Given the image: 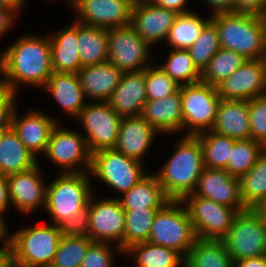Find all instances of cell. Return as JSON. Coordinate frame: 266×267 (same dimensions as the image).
Masks as SVG:
<instances>
[{"label":"cell","mask_w":266,"mask_h":267,"mask_svg":"<svg viewBox=\"0 0 266 267\" xmlns=\"http://www.w3.org/2000/svg\"><path fill=\"white\" fill-rule=\"evenodd\" d=\"M183 130L196 136L213 127L221 98L216 86L202 81L180 86Z\"/></svg>","instance_id":"obj_7"},{"label":"cell","mask_w":266,"mask_h":267,"mask_svg":"<svg viewBox=\"0 0 266 267\" xmlns=\"http://www.w3.org/2000/svg\"><path fill=\"white\" fill-rule=\"evenodd\" d=\"M17 93L0 87V134L11 128Z\"/></svg>","instance_id":"obj_46"},{"label":"cell","mask_w":266,"mask_h":267,"mask_svg":"<svg viewBox=\"0 0 266 267\" xmlns=\"http://www.w3.org/2000/svg\"><path fill=\"white\" fill-rule=\"evenodd\" d=\"M40 165V166H39ZM40 162L29 170L7 176L12 206L21 214H30L46 205L47 186L42 180Z\"/></svg>","instance_id":"obj_18"},{"label":"cell","mask_w":266,"mask_h":267,"mask_svg":"<svg viewBox=\"0 0 266 267\" xmlns=\"http://www.w3.org/2000/svg\"><path fill=\"white\" fill-rule=\"evenodd\" d=\"M211 131L235 140L250 139L248 101L221 99Z\"/></svg>","instance_id":"obj_24"},{"label":"cell","mask_w":266,"mask_h":267,"mask_svg":"<svg viewBox=\"0 0 266 267\" xmlns=\"http://www.w3.org/2000/svg\"><path fill=\"white\" fill-rule=\"evenodd\" d=\"M83 134L62 128L59 123L53 129L44 154L63 168L61 173L90 171L92 154Z\"/></svg>","instance_id":"obj_11"},{"label":"cell","mask_w":266,"mask_h":267,"mask_svg":"<svg viewBox=\"0 0 266 267\" xmlns=\"http://www.w3.org/2000/svg\"><path fill=\"white\" fill-rule=\"evenodd\" d=\"M182 201L171 200L154 216L148 242L179 252L184 258L197 237Z\"/></svg>","instance_id":"obj_6"},{"label":"cell","mask_w":266,"mask_h":267,"mask_svg":"<svg viewBox=\"0 0 266 267\" xmlns=\"http://www.w3.org/2000/svg\"><path fill=\"white\" fill-rule=\"evenodd\" d=\"M147 101L144 70L123 72L121 80L107 101L120 117L139 116Z\"/></svg>","instance_id":"obj_22"},{"label":"cell","mask_w":266,"mask_h":267,"mask_svg":"<svg viewBox=\"0 0 266 267\" xmlns=\"http://www.w3.org/2000/svg\"><path fill=\"white\" fill-rule=\"evenodd\" d=\"M266 147L255 140H235L230 159L224 169L232 177L241 178L256 163Z\"/></svg>","instance_id":"obj_39"},{"label":"cell","mask_w":266,"mask_h":267,"mask_svg":"<svg viewBox=\"0 0 266 267\" xmlns=\"http://www.w3.org/2000/svg\"><path fill=\"white\" fill-rule=\"evenodd\" d=\"M90 197L88 237L93 242L116 243L123 250L125 212L119 199Z\"/></svg>","instance_id":"obj_14"},{"label":"cell","mask_w":266,"mask_h":267,"mask_svg":"<svg viewBox=\"0 0 266 267\" xmlns=\"http://www.w3.org/2000/svg\"><path fill=\"white\" fill-rule=\"evenodd\" d=\"M250 118V139L266 147V95L248 101Z\"/></svg>","instance_id":"obj_43"},{"label":"cell","mask_w":266,"mask_h":267,"mask_svg":"<svg viewBox=\"0 0 266 267\" xmlns=\"http://www.w3.org/2000/svg\"><path fill=\"white\" fill-rule=\"evenodd\" d=\"M204 167L203 148L199 138L185 135L155 175L170 200L182 201L195 190Z\"/></svg>","instance_id":"obj_2"},{"label":"cell","mask_w":266,"mask_h":267,"mask_svg":"<svg viewBox=\"0 0 266 267\" xmlns=\"http://www.w3.org/2000/svg\"><path fill=\"white\" fill-rule=\"evenodd\" d=\"M234 267H266V255L234 262Z\"/></svg>","instance_id":"obj_53"},{"label":"cell","mask_w":266,"mask_h":267,"mask_svg":"<svg viewBox=\"0 0 266 267\" xmlns=\"http://www.w3.org/2000/svg\"><path fill=\"white\" fill-rule=\"evenodd\" d=\"M93 243L88 236L62 235L50 267H80Z\"/></svg>","instance_id":"obj_40"},{"label":"cell","mask_w":266,"mask_h":267,"mask_svg":"<svg viewBox=\"0 0 266 267\" xmlns=\"http://www.w3.org/2000/svg\"><path fill=\"white\" fill-rule=\"evenodd\" d=\"M203 148L204 166L225 169L233 151L235 139L206 131L196 135Z\"/></svg>","instance_id":"obj_34"},{"label":"cell","mask_w":266,"mask_h":267,"mask_svg":"<svg viewBox=\"0 0 266 267\" xmlns=\"http://www.w3.org/2000/svg\"><path fill=\"white\" fill-rule=\"evenodd\" d=\"M250 210L256 215L258 219L266 224V197L253 205Z\"/></svg>","instance_id":"obj_54"},{"label":"cell","mask_w":266,"mask_h":267,"mask_svg":"<svg viewBox=\"0 0 266 267\" xmlns=\"http://www.w3.org/2000/svg\"><path fill=\"white\" fill-rule=\"evenodd\" d=\"M7 225L5 219L0 216V241L4 244H8Z\"/></svg>","instance_id":"obj_56"},{"label":"cell","mask_w":266,"mask_h":267,"mask_svg":"<svg viewBox=\"0 0 266 267\" xmlns=\"http://www.w3.org/2000/svg\"><path fill=\"white\" fill-rule=\"evenodd\" d=\"M86 98L107 102L117 88L123 72L109 61L87 65L77 72Z\"/></svg>","instance_id":"obj_23"},{"label":"cell","mask_w":266,"mask_h":267,"mask_svg":"<svg viewBox=\"0 0 266 267\" xmlns=\"http://www.w3.org/2000/svg\"><path fill=\"white\" fill-rule=\"evenodd\" d=\"M222 242L233 262L266 255V224L250 209L240 211Z\"/></svg>","instance_id":"obj_9"},{"label":"cell","mask_w":266,"mask_h":267,"mask_svg":"<svg viewBox=\"0 0 266 267\" xmlns=\"http://www.w3.org/2000/svg\"><path fill=\"white\" fill-rule=\"evenodd\" d=\"M135 0H76L72 6L82 24L106 29L131 24Z\"/></svg>","instance_id":"obj_16"},{"label":"cell","mask_w":266,"mask_h":267,"mask_svg":"<svg viewBox=\"0 0 266 267\" xmlns=\"http://www.w3.org/2000/svg\"><path fill=\"white\" fill-rule=\"evenodd\" d=\"M182 202L190 215L196 237L222 240L230 230L238 211L197 195H187Z\"/></svg>","instance_id":"obj_10"},{"label":"cell","mask_w":266,"mask_h":267,"mask_svg":"<svg viewBox=\"0 0 266 267\" xmlns=\"http://www.w3.org/2000/svg\"><path fill=\"white\" fill-rule=\"evenodd\" d=\"M111 246V243L94 242L88 248L80 267H113L115 258L113 254L124 251L119 246L114 249Z\"/></svg>","instance_id":"obj_44"},{"label":"cell","mask_w":266,"mask_h":267,"mask_svg":"<svg viewBox=\"0 0 266 267\" xmlns=\"http://www.w3.org/2000/svg\"><path fill=\"white\" fill-rule=\"evenodd\" d=\"M125 254L134 257L137 267H185V258L179 252L149 242L134 244Z\"/></svg>","instance_id":"obj_31"},{"label":"cell","mask_w":266,"mask_h":267,"mask_svg":"<svg viewBox=\"0 0 266 267\" xmlns=\"http://www.w3.org/2000/svg\"><path fill=\"white\" fill-rule=\"evenodd\" d=\"M246 61L247 59L243 55L220 48L201 72V81L217 86Z\"/></svg>","instance_id":"obj_37"},{"label":"cell","mask_w":266,"mask_h":267,"mask_svg":"<svg viewBox=\"0 0 266 267\" xmlns=\"http://www.w3.org/2000/svg\"><path fill=\"white\" fill-rule=\"evenodd\" d=\"M117 198L123 209H162L171 201L155 174H147L122 197Z\"/></svg>","instance_id":"obj_29"},{"label":"cell","mask_w":266,"mask_h":267,"mask_svg":"<svg viewBox=\"0 0 266 267\" xmlns=\"http://www.w3.org/2000/svg\"><path fill=\"white\" fill-rule=\"evenodd\" d=\"M25 2L26 0H0L1 5L12 7L14 10H16L19 13L21 12L20 9L24 7L23 5Z\"/></svg>","instance_id":"obj_55"},{"label":"cell","mask_w":266,"mask_h":267,"mask_svg":"<svg viewBox=\"0 0 266 267\" xmlns=\"http://www.w3.org/2000/svg\"><path fill=\"white\" fill-rule=\"evenodd\" d=\"M158 210L161 209H124L123 251L134 244L148 242L153 219Z\"/></svg>","instance_id":"obj_36"},{"label":"cell","mask_w":266,"mask_h":267,"mask_svg":"<svg viewBox=\"0 0 266 267\" xmlns=\"http://www.w3.org/2000/svg\"><path fill=\"white\" fill-rule=\"evenodd\" d=\"M233 3L234 12L261 15L265 8L266 0H233Z\"/></svg>","instance_id":"obj_47"},{"label":"cell","mask_w":266,"mask_h":267,"mask_svg":"<svg viewBox=\"0 0 266 267\" xmlns=\"http://www.w3.org/2000/svg\"><path fill=\"white\" fill-rule=\"evenodd\" d=\"M62 233L54 224L23 227L8 235L17 267H50Z\"/></svg>","instance_id":"obj_4"},{"label":"cell","mask_w":266,"mask_h":267,"mask_svg":"<svg viewBox=\"0 0 266 267\" xmlns=\"http://www.w3.org/2000/svg\"><path fill=\"white\" fill-rule=\"evenodd\" d=\"M185 267H234L222 240L199 239L185 258Z\"/></svg>","instance_id":"obj_32"},{"label":"cell","mask_w":266,"mask_h":267,"mask_svg":"<svg viewBox=\"0 0 266 267\" xmlns=\"http://www.w3.org/2000/svg\"><path fill=\"white\" fill-rule=\"evenodd\" d=\"M216 88L221 99L249 101L255 97L266 95L265 59H247Z\"/></svg>","instance_id":"obj_15"},{"label":"cell","mask_w":266,"mask_h":267,"mask_svg":"<svg viewBox=\"0 0 266 267\" xmlns=\"http://www.w3.org/2000/svg\"><path fill=\"white\" fill-rule=\"evenodd\" d=\"M178 12L153 4L148 0H135L131 25L151 47L166 41Z\"/></svg>","instance_id":"obj_17"},{"label":"cell","mask_w":266,"mask_h":267,"mask_svg":"<svg viewBox=\"0 0 266 267\" xmlns=\"http://www.w3.org/2000/svg\"><path fill=\"white\" fill-rule=\"evenodd\" d=\"M12 128L0 134V173L10 175L31 169L39 163Z\"/></svg>","instance_id":"obj_28"},{"label":"cell","mask_w":266,"mask_h":267,"mask_svg":"<svg viewBox=\"0 0 266 267\" xmlns=\"http://www.w3.org/2000/svg\"><path fill=\"white\" fill-rule=\"evenodd\" d=\"M143 165L115 149H104L92 154L89 173L124 194L147 175Z\"/></svg>","instance_id":"obj_8"},{"label":"cell","mask_w":266,"mask_h":267,"mask_svg":"<svg viewBox=\"0 0 266 267\" xmlns=\"http://www.w3.org/2000/svg\"><path fill=\"white\" fill-rule=\"evenodd\" d=\"M90 199L89 202L77 212V215L70 217L61 226L62 235L87 236L89 230Z\"/></svg>","instance_id":"obj_45"},{"label":"cell","mask_w":266,"mask_h":267,"mask_svg":"<svg viewBox=\"0 0 266 267\" xmlns=\"http://www.w3.org/2000/svg\"><path fill=\"white\" fill-rule=\"evenodd\" d=\"M221 48L218 30L215 23L210 20L204 27L188 52L193 60L194 65L200 72L208 65L211 58Z\"/></svg>","instance_id":"obj_41"},{"label":"cell","mask_w":266,"mask_h":267,"mask_svg":"<svg viewBox=\"0 0 266 267\" xmlns=\"http://www.w3.org/2000/svg\"><path fill=\"white\" fill-rule=\"evenodd\" d=\"M0 247V267H17L14 255L8 244Z\"/></svg>","instance_id":"obj_52"},{"label":"cell","mask_w":266,"mask_h":267,"mask_svg":"<svg viewBox=\"0 0 266 267\" xmlns=\"http://www.w3.org/2000/svg\"><path fill=\"white\" fill-rule=\"evenodd\" d=\"M155 5L165 7L167 9H172L178 13L189 12L185 7L187 0H148Z\"/></svg>","instance_id":"obj_51"},{"label":"cell","mask_w":266,"mask_h":267,"mask_svg":"<svg viewBox=\"0 0 266 267\" xmlns=\"http://www.w3.org/2000/svg\"><path fill=\"white\" fill-rule=\"evenodd\" d=\"M147 100H161L179 91L180 85L170 78L158 65L144 69Z\"/></svg>","instance_id":"obj_42"},{"label":"cell","mask_w":266,"mask_h":267,"mask_svg":"<svg viewBox=\"0 0 266 267\" xmlns=\"http://www.w3.org/2000/svg\"><path fill=\"white\" fill-rule=\"evenodd\" d=\"M77 46L82 67L108 61V29L77 22Z\"/></svg>","instance_id":"obj_30"},{"label":"cell","mask_w":266,"mask_h":267,"mask_svg":"<svg viewBox=\"0 0 266 267\" xmlns=\"http://www.w3.org/2000/svg\"><path fill=\"white\" fill-rule=\"evenodd\" d=\"M14 109L11 128L17 134L24 146L35 156L37 153H45L53 129L59 122L56 119L32 110L21 117ZM56 120V121H55Z\"/></svg>","instance_id":"obj_20"},{"label":"cell","mask_w":266,"mask_h":267,"mask_svg":"<svg viewBox=\"0 0 266 267\" xmlns=\"http://www.w3.org/2000/svg\"><path fill=\"white\" fill-rule=\"evenodd\" d=\"M19 13L14 10L12 7L1 5L0 4V37L5 35V33L10 30L11 26H14V23L16 22L15 18Z\"/></svg>","instance_id":"obj_48"},{"label":"cell","mask_w":266,"mask_h":267,"mask_svg":"<svg viewBox=\"0 0 266 267\" xmlns=\"http://www.w3.org/2000/svg\"><path fill=\"white\" fill-rule=\"evenodd\" d=\"M12 205L9 197V185L7 176L0 173V216L4 218L8 206Z\"/></svg>","instance_id":"obj_49"},{"label":"cell","mask_w":266,"mask_h":267,"mask_svg":"<svg viewBox=\"0 0 266 267\" xmlns=\"http://www.w3.org/2000/svg\"><path fill=\"white\" fill-rule=\"evenodd\" d=\"M159 67L180 86L201 81V72L187 49H171L165 65L160 64Z\"/></svg>","instance_id":"obj_38"},{"label":"cell","mask_w":266,"mask_h":267,"mask_svg":"<svg viewBox=\"0 0 266 267\" xmlns=\"http://www.w3.org/2000/svg\"><path fill=\"white\" fill-rule=\"evenodd\" d=\"M261 16H262L264 25L266 26V5H265V8H264V10H263Z\"/></svg>","instance_id":"obj_57"},{"label":"cell","mask_w":266,"mask_h":267,"mask_svg":"<svg viewBox=\"0 0 266 267\" xmlns=\"http://www.w3.org/2000/svg\"><path fill=\"white\" fill-rule=\"evenodd\" d=\"M64 112L76 118L88 103L77 73L53 72L44 86Z\"/></svg>","instance_id":"obj_26"},{"label":"cell","mask_w":266,"mask_h":267,"mask_svg":"<svg viewBox=\"0 0 266 267\" xmlns=\"http://www.w3.org/2000/svg\"><path fill=\"white\" fill-rule=\"evenodd\" d=\"M52 74L49 36L23 35L0 54V87L11 92L21 83L44 87Z\"/></svg>","instance_id":"obj_1"},{"label":"cell","mask_w":266,"mask_h":267,"mask_svg":"<svg viewBox=\"0 0 266 267\" xmlns=\"http://www.w3.org/2000/svg\"><path fill=\"white\" fill-rule=\"evenodd\" d=\"M208 4V7L212 9V15L224 14V13H233L234 12V3L233 0H205Z\"/></svg>","instance_id":"obj_50"},{"label":"cell","mask_w":266,"mask_h":267,"mask_svg":"<svg viewBox=\"0 0 266 267\" xmlns=\"http://www.w3.org/2000/svg\"><path fill=\"white\" fill-rule=\"evenodd\" d=\"M68 1H70L71 7H72L74 5V3H75L76 0H68Z\"/></svg>","instance_id":"obj_58"},{"label":"cell","mask_w":266,"mask_h":267,"mask_svg":"<svg viewBox=\"0 0 266 267\" xmlns=\"http://www.w3.org/2000/svg\"><path fill=\"white\" fill-rule=\"evenodd\" d=\"M158 131L153 128L141 115L122 117L118 140L115 150L123 153L126 157L136 159L143 163L151 144L154 142Z\"/></svg>","instance_id":"obj_21"},{"label":"cell","mask_w":266,"mask_h":267,"mask_svg":"<svg viewBox=\"0 0 266 267\" xmlns=\"http://www.w3.org/2000/svg\"><path fill=\"white\" fill-rule=\"evenodd\" d=\"M57 32L49 36L53 72L77 73L82 68L77 46V21Z\"/></svg>","instance_id":"obj_27"},{"label":"cell","mask_w":266,"mask_h":267,"mask_svg":"<svg viewBox=\"0 0 266 267\" xmlns=\"http://www.w3.org/2000/svg\"><path fill=\"white\" fill-rule=\"evenodd\" d=\"M201 18L193 11L179 13L170 28L166 43L172 49H188L201 34L203 27L210 21Z\"/></svg>","instance_id":"obj_33"},{"label":"cell","mask_w":266,"mask_h":267,"mask_svg":"<svg viewBox=\"0 0 266 267\" xmlns=\"http://www.w3.org/2000/svg\"><path fill=\"white\" fill-rule=\"evenodd\" d=\"M150 49L131 24L108 29V61L122 72H139L150 66Z\"/></svg>","instance_id":"obj_12"},{"label":"cell","mask_w":266,"mask_h":267,"mask_svg":"<svg viewBox=\"0 0 266 267\" xmlns=\"http://www.w3.org/2000/svg\"><path fill=\"white\" fill-rule=\"evenodd\" d=\"M204 197L238 212L246 210L242 197L240 180L232 177L224 169L204 167L192 194Z\"/></svg>","instance_id":"obj_19"},{"label":"cell","mask_w":266,"mask_h":267,"mask_svg":"<svg viewBox=\"0 0 266 267\" xmlns=\"http://www.w3.org/2000/svg\"><path fill=\"white\" fill-rule=\"evenodd\" d=\"M141 116L159 133L182 132L183 114L180 89L161 100H147Z\"/></svg>","instance_id":"obj_25"},{"label":"cell","mask_w":266,"mask_h":267,"mask_svg":"<svg viewBox=\"0 0 266 267\" xmlns=\"http://www.w3.org/2000/svg\"><path fill=\"white\" fill-rule=\"evenodd\" d=\"M215 23L221 48L246 59L265 58L266 26L261 15L233 12L210 16Z\"/></svg>","instance_id":"obj_3"},{"label":"cell","mask_w":266,"mask_h":267,"mask_svg":"<svg viewBox=\"0 0 266 267\" xmlns=\"http://www.w3.org/2000/svg\"><path fill=\"white\" fill-rule=\"evenodd\" d=\"M89 172L59 173L47 185L46 211L51 216L52 224L60 227L70 217L77 215L93 194Z\"/></svg>","instance_id":"obj_5"},{"label":"cell","mask_w":266,"mask_h":267,"mask_svg":"<svg viewBox=\"0 0 266 267\" xmlns=\"http://www.w3.org/2000/svg\"><path fill=\"white\" fill-rule=\"evenodd\" d=\"M76 119H80L87 132L83 136L91 154L115 148L122 117L108 102H88Z\"/></svg>","instance_id":"obj_13"},{"label":"cell","mask_w":266,"mask_h":267,"mask_svg":"<svg viewBox=\"0 0 266 267\" xmlns=\"http://www.w3.org/2000/svg\"><path fill=\"white\" fill-rule=\"evenodd\" d=\"M241 197L246 209L266 197V148L256 163L240 179Z\"/></svg>","instance_id":"obj_35"}]
</instances>
